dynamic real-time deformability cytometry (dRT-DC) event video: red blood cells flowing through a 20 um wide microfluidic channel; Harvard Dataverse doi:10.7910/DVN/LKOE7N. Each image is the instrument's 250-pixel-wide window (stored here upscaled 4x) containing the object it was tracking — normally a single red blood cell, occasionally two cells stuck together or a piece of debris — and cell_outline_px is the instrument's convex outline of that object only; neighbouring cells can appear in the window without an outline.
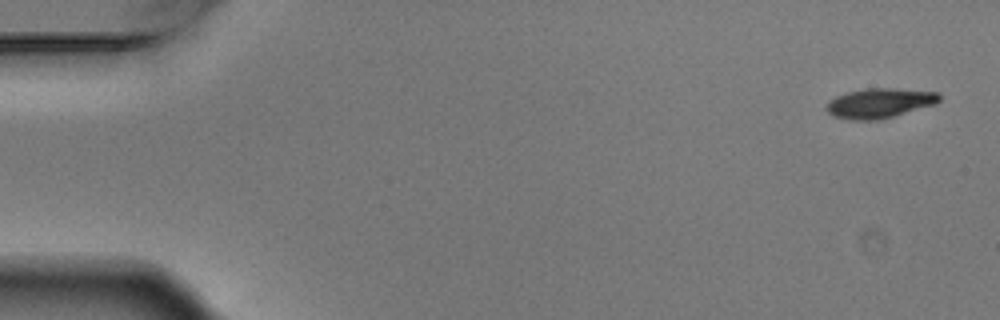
{"species": "Egyptian fruit bat (a non-hibernating species)", "species_latin": "Rousettus aegyptiacus", "temperature_condition": "warm", "stored_images_in_passage": 5, "camera_frame_rate_fps": 3000, "um_per_image_px": 0.085, "animal": {"sex": "male"}, "frame": {"image": 1, "passage_image": 1, "time_ms": 0.0, "image_size_px": [1000, 320], "cell_outline_px": [[940, 100], [936, 104], [880, 120], [852, 120], [832, 116], [828, 112], [828, 104], [836, 96], [848, 92], [868, 88], [892, 88], [940, 92]], "centroid_in_image_um": [74.82, 8.77], "position_along_channel_um": 10.2, "area_um2": 19.48}}
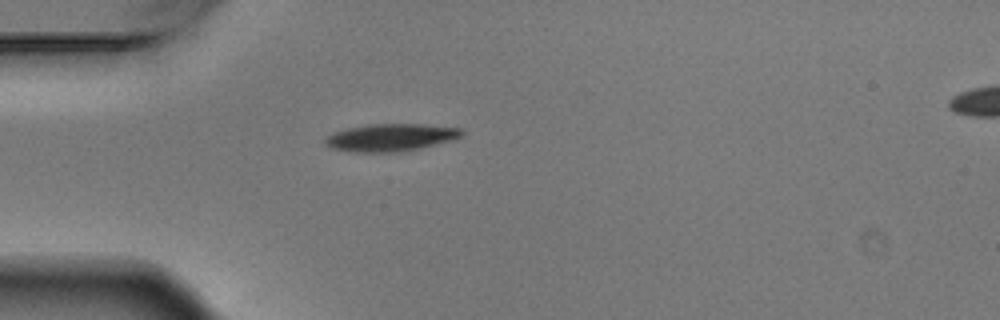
{"frame": {"image": 2, "passage_image": 5, "time_ms": 1.333, "image_size_px": [1000, 320], "cell_outline_px": [[464, 132], [460, 136], [452, 140], [420, 148], [400, 152], [356, 152], [332, 148], [324, 144], [324, 140], [328, 136], [336, 132], [348, 128], [372, 124], [424, 124], [464, 128]], "centroid_in_image_um": [33.25, 11.68], "position_along_channel_um": 51.7, "area_um2": 21.73}}